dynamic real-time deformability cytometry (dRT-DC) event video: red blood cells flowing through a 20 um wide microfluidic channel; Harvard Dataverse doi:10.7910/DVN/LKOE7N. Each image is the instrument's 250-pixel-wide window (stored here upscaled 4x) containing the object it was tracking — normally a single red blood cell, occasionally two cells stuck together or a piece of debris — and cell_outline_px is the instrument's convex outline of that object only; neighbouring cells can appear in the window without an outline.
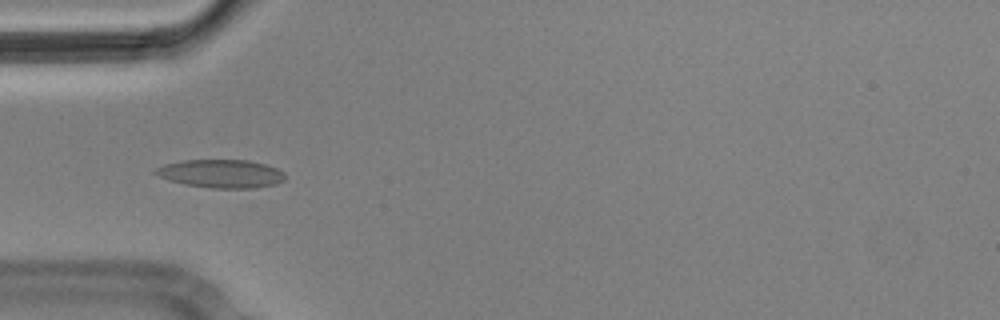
{"species": "Egyptian fruit bat (a non-hibernating species)", "species_latin": "Rousettus aegyptiacus", "temperature_condition": "cold", "stored_images_in_passage": 7, "camera_frame_rate_fps": 3000, "um_per_image_px": 0.085, "animal": {"sex": "male"}, "frame": {"image": 1, "passage_image": 4, "time_ms": 1.0, "image_size_px": [1000, 320], "cell_outline_px": [[284, 180], [276, 184], [252, 188], [208, 188], [184, 184], [168, 180], [156, 176], [152, 172], [156, 168], [164, 164], [184, 160], [248, 160], [264, 164], [276, 168], [284, 172]], "centroid_in_image_um": [18.75, 14.76], "position_along_channel_um": 66.3, "area_um2": 21.44}}
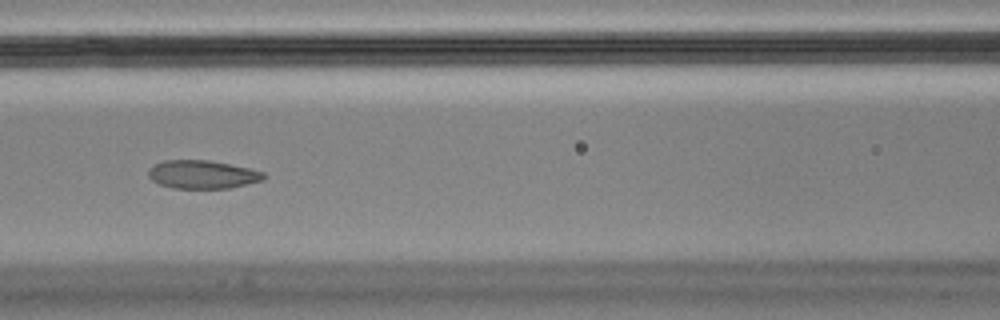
{"frame": {"image": 2, "passage_image": 6, "time_ms": 1.667, "image_size_px": [1000, 320], "cell_outline_px": [[268, 176], [264, 180], [228, 188], [172, 188], [160, 184], [152, 180], [148, 176], [148, 172], [152, 164], [164, 160], [208, 160], [248, 168], [264, 172]], "centroid_in_image_um": [17.2, 14.82], "position_along_channel_um": 149.4, "area_um2": 19.02}}
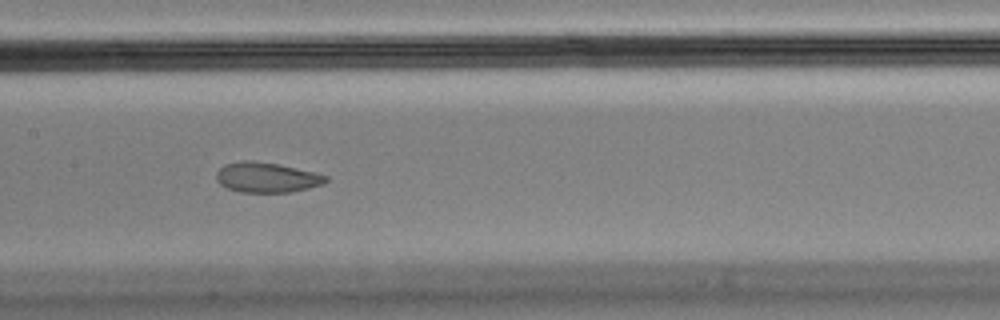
{"frame": {"image": 3, "passage_image": 7, "time_ms": 2.0, "image_size_px": [1000, 320], "cell_outline_px": [[328, 180], [324, 184], [308, 188], [288, 192], [240, 192], [228, 188], [220, 184], [216, 180], [216, 172], [224, 164], [244, 160], [252, 160], [276, 164], [312, 172], [328, 176]], "centroid_in_image_um": [22.63, 15.08], "position_along_channel_um": 184.8, "area_um2": 19.02}}